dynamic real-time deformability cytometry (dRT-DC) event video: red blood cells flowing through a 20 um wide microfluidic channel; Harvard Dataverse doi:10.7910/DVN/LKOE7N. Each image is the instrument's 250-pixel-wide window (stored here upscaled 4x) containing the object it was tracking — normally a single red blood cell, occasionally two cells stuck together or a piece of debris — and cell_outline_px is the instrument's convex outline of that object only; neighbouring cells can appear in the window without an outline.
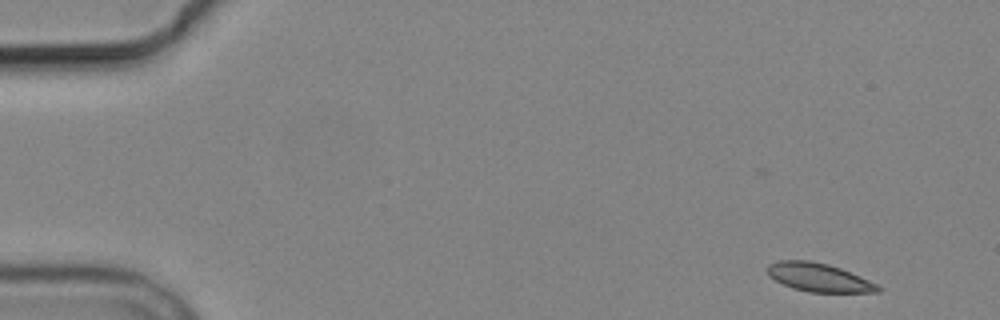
{"species": "common noctule bat (a hibernating species)", "species_latin": "Nyctalus noctula", "temperature_condition": "cold", "stored_images_in_passage": 8, "camera_frame_rate_fps": 3000, "um_per_image_px": 0.085, "animal": {"sex": "male", "body_mass_g": 19.2, "forearm_length_mm": 51.8}, "frame": {"image": 1, "passage_image": 1, "time_ms": 0.0, "image_size_px": [1000, 320], "cell_outline_px": [[884, 288], [880, 292], [808, 292], [792, 288], [768, 276], [768, 264], [780, 260], [808, 260], [828, 264], [840, 268], [868, 280]], "centroid_in_image_um": [69.6, 23.58], "position_along_channel_um": 15.4, "area_um2": 18.21}}
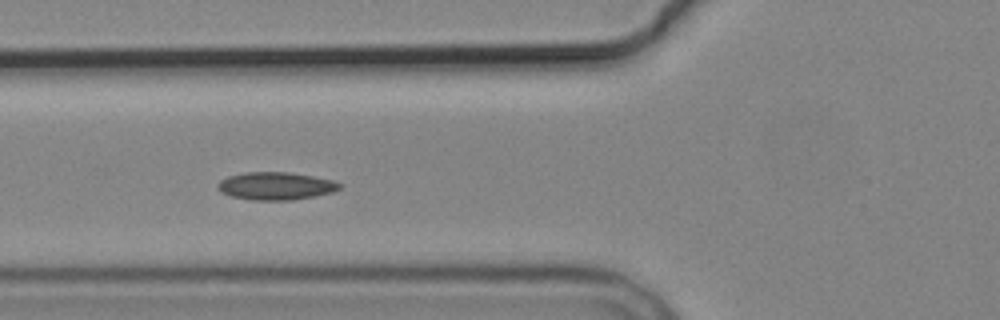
{"frame": {"image": 2, "passage_image": 5, "time_ms": 5.667, "image_size_px": [1000, 320], "cell_outline_px": [[344, 184], [340, 188], [332, 192], [292, 200], [252, 200], [232, 196], [220, 192], [216, 188], [216, 184], [220, 180], [228, 176], [244, 172], [288, 172], [312, 176], [332, 180]], "centroid_in_image_um": [23.4, 15.8], "position_along_channel_um": 102.4, "area_um2": 19.71}}
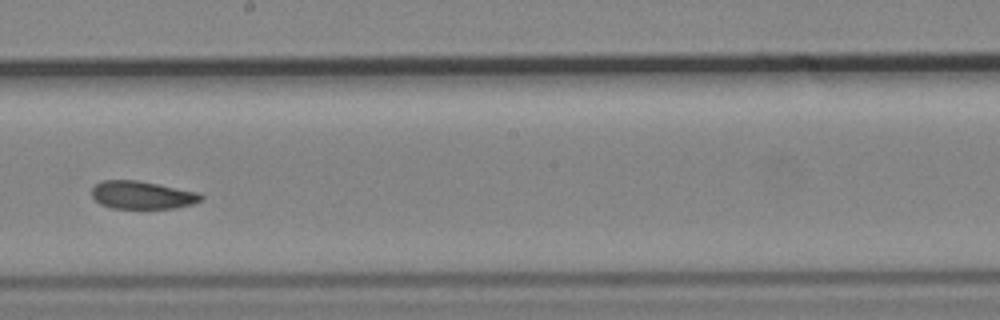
{"frame": {"image": 3, "passage_image": 8, "time_ms": 9.333, "image_size_px": [1000, 320], "cell_outline_px": [[204, 200], [192, 204], [176, 208], [112, 208], [100, 204], [92, 196], [92, 188], [96, 184], [104, 180], [136, 180], [200, 192], [204, 196]], "centroid_in_image_um": [12.13, 16.58], "position_along_channel_um": 236.1, "area_um2": 17.8}}